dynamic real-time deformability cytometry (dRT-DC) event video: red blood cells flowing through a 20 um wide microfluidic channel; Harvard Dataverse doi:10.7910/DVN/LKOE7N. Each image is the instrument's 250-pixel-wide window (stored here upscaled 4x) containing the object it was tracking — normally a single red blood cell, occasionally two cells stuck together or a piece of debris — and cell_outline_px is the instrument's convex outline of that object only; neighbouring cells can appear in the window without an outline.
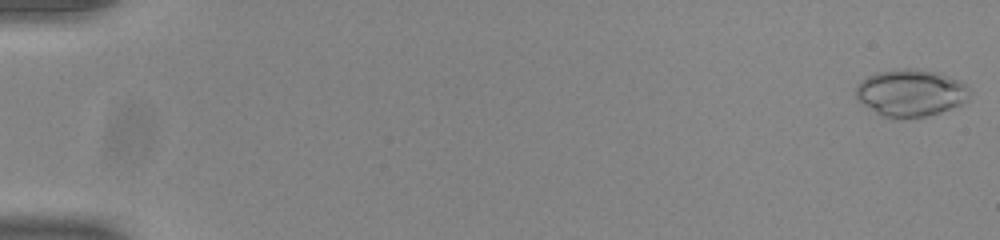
{"species": "common noctule bat (a hibernating species)", "species_latin": "Nyctalus noctula", "temperature_condition": "room temperature", "stored_images_in_passage": 54, "camera_frame_rate_fps": 3000, "um_per_image_px": 0.085, "animal": {"sex": "male", "body_mass_g": 20.0, "forearm_length_mm": 53.3}, "frame": {"image": 1, "passage_image": 1, "time_ms": 0.0, "image_size_px": [1000, 240], "cell_outline_px": [[972, 92], [964, 100], [940, 112], [924, 116], [884, 116], [876, 112], [864, 104], [856, 96], [856, 84], [868, 76], [876, 72], [900, 68], [912, 68], [940, 72], [960, 80]], "centroid_in_image_um": [77.4, 7.83], "position_along_channel_um": 7.6, "area_um2": 30.52}}
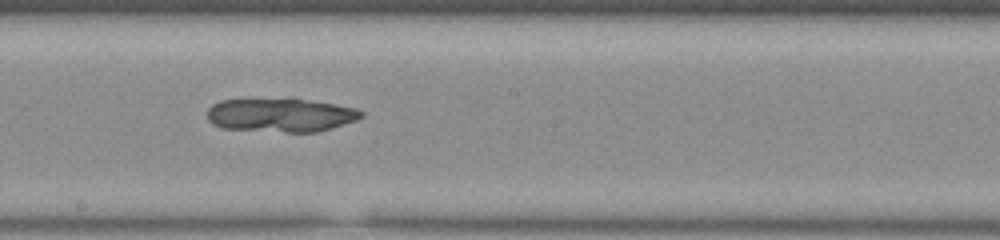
{"frame": {"image": 2, "passage_image": 31, "time_ms": 10.0, "image_size_px": [1000, 240], "cell_outline_px": [[364, 116], [356, 120], [332, 128], [316, 132], [288, 132], [220, 128], [212, 124], [208, 120], [208, 108], [212, 104], [220, 100], [288, 96], [292, 96], [356, 108], [364, 112]], "centroid_in_image_um": [23.85, 9.73], "position_along_channel_um": 224.4, "area_um2": 31.33}}
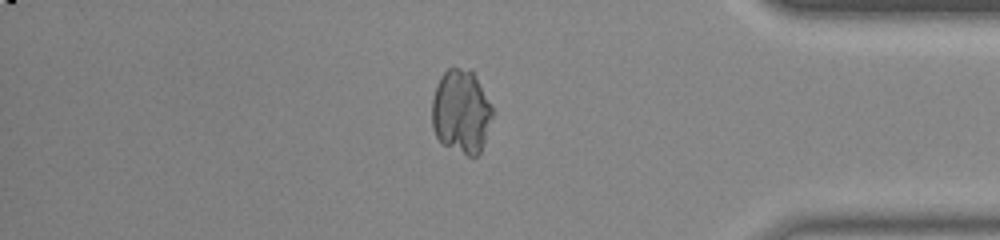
{"frame": {"image": 3, "passage_image": 46, "time_ms": 15.0, "image_size_px": [1000, 240], "cell_outline_px": [[492, 116], [484, 144], [480, 152], [476, 156], [468, 156], [444, 144], [436, 136], [432, 128], [432, 96], [436, 84], [440, 76], [448, 68], [472, 68], [492, 104]], "centroid_in_image_um": [39.2, 9.44], "position_along_channel_um": 396.0, "area_um2": 29.88}}